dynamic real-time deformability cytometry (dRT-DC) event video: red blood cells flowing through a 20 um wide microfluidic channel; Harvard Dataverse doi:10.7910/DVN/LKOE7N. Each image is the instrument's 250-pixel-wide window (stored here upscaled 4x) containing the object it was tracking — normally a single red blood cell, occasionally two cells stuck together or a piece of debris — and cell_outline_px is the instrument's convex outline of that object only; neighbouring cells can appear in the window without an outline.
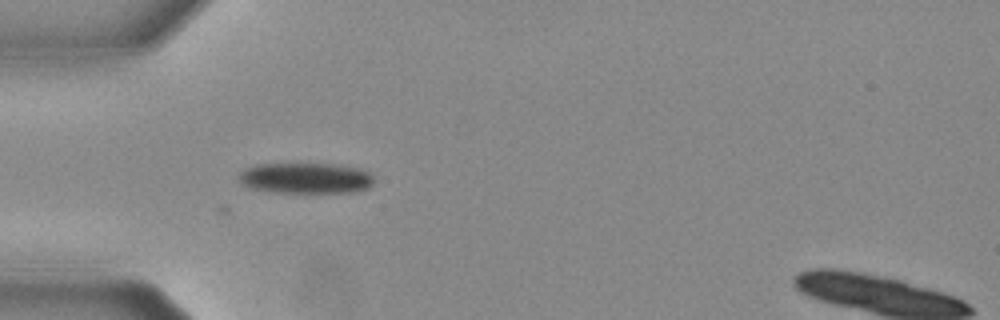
{"species": "Egyptian fruit bat (a non-hibernating species)", "species_latin": "Rousettus aegyptiacus", "temperature_condition": "warm", "stored_images_in_passage": 43, "camera_frame_rate_fps": 3000, "um_per_image_px": 0.085, "animal": {"sex": "female"}, "frame": {"image": 1, "passage_image": 5, "time_ms": 1.333, "image_size_px": [1000, 320], "cell_outline_px": [[372, 184], [368, 188], [356, 192], [276, 192], [252, 188], [244, 184], [240, 180], [240, 172], [244, 168], [256, 164], [332, 164], [356, 168], [368, 172], [372, 176]], "centroid_in_image_um": [25.98, 15.14], "position_along_channel_um": 59.0, "area_um2": 23.87}}
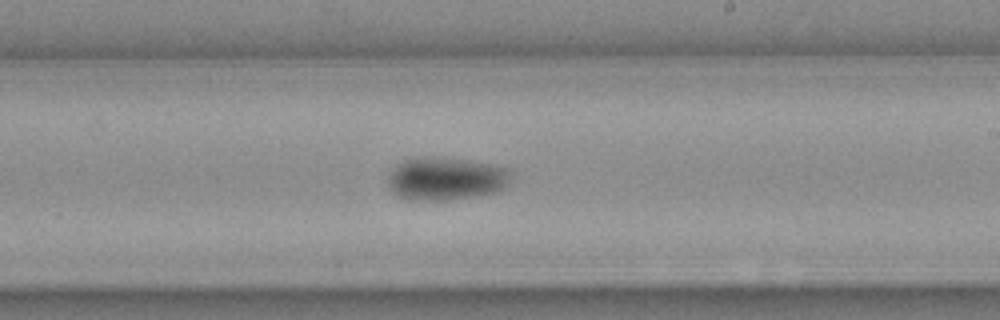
{"frame": {"image": 2, "passage_image": 21, "time_ms": 6.667, "image_size_px": [1000, 320], "cell_outline_px": [[508, 172], [504, 184], [496, 192], [448, 200], [416, 200], [400, 196], [388, 184], [388, 176], [400, 164], [416, 156], [440, 156], [468, 160], [508, 168]], "centroid_in_image_um": [37.86, 15.16], "position_along_channel_um": 251.1, "area_um2": 29.94}}
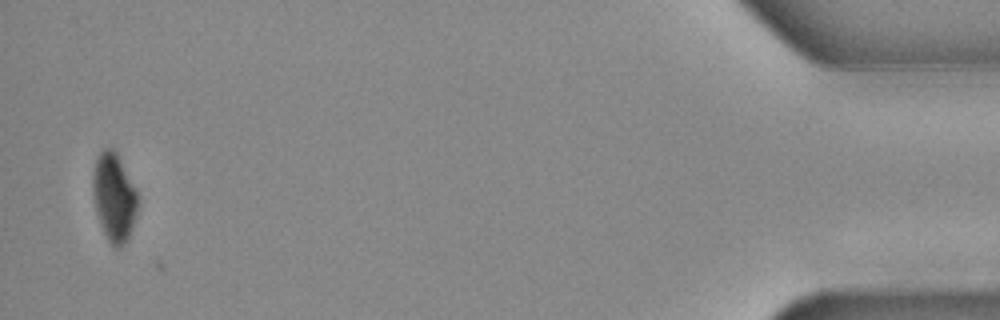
{"frame": {"image": 3, "passage_image": 42, "time_ms": 13.667, "image_size_px": [1000, 320], "cell_outline_px": [[140, 204], [128, 240], [120, 248], [116, 248], [108, 240], [100, 224], [92, 192], [92, 168], [96, 156], [104, 148], [112, 148], [116, 152], [136, 192]], "centroid_in_image_um": [9.68, 16.77], "position_along_channel_um": 425.5, "area_um2": 23.12}}